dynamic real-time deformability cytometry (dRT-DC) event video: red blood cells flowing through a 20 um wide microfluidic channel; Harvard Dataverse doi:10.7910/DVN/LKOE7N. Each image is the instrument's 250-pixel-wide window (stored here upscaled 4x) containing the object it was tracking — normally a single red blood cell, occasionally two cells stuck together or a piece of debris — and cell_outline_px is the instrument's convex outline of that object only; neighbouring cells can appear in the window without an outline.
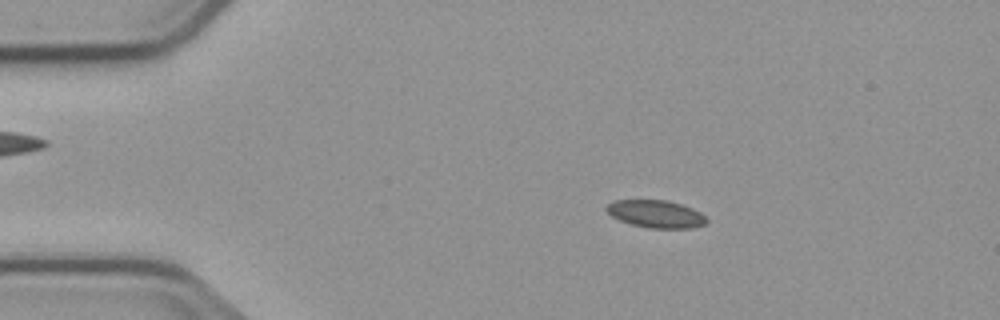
{"species": "common noctule bat (a hibernating species)", "species_latin": "Nyctalus noctula", "temperature_condition": "cold", "stored_images_in_passage": 3, "camera_frame_rate_fps": 3000, "um_per_image_px": 0.085, "animal": {"sex": "male", "body_mass_g": 23.1, "forearm_length_mm": 52.7}, "frame": {"image": 1, "passage_image": 2, "time_ms": 1.333, "image_size_px": [1000, 320], "cell_outline_px": [[708, 220], [704, 224], [692, 228], [648, 228], [632, 224], [620, 220], [612, 216], [604, 208], [608, 204], [616, 200], [668, 200], [692, 208], [700, 212]], "centroid_in_image_um": [55.75, 18.18], "position_along_channel_um": 29.2, "area_um2": 15.95}}